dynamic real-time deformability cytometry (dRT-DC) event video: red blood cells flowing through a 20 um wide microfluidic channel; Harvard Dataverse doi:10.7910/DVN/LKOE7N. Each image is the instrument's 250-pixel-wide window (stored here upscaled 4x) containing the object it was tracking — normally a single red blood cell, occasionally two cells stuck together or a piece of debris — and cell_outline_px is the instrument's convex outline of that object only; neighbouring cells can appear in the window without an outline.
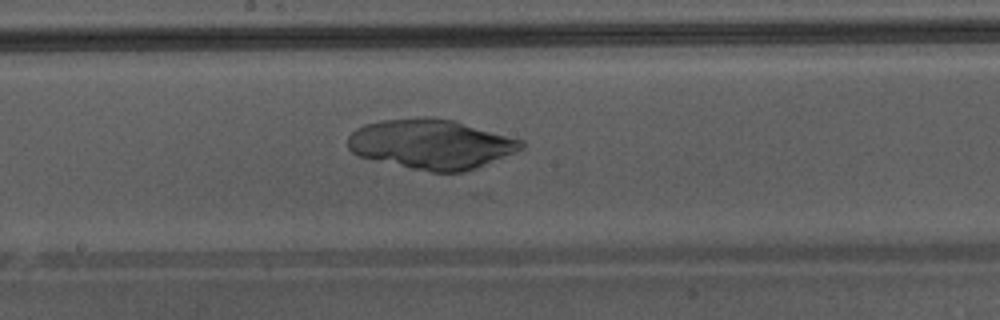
{"species": "Egyptian fruit bat (a non-hibernating species)", "species_latin": "Rousettus aegyptiacus", "temperature_condition": "warm", "stored_images_in_passage": 38, "camera_frame_rate_fps": 3000, "um_per_image_px": 0.085, "animal": {"sex": "male"}, "frame": {"image": 1, "passage_image": 17, "time_ms": 5.333, "image_size_px": [1000, 320], "cell_outline_px": [[524, 148], [472, 168], [460, 172], [432, 172], [412, 168], [360, 156], [352, 152], [348, 148], [348, 136], [356, 128], [364, 124], [380, 120], [424, 116], [428, 116], [456, 120], [524, 140]], "centroid_in_image_um": [36.63, 12.21], "position_along_channel_um": 211.6, "area_um2": 49.94}}